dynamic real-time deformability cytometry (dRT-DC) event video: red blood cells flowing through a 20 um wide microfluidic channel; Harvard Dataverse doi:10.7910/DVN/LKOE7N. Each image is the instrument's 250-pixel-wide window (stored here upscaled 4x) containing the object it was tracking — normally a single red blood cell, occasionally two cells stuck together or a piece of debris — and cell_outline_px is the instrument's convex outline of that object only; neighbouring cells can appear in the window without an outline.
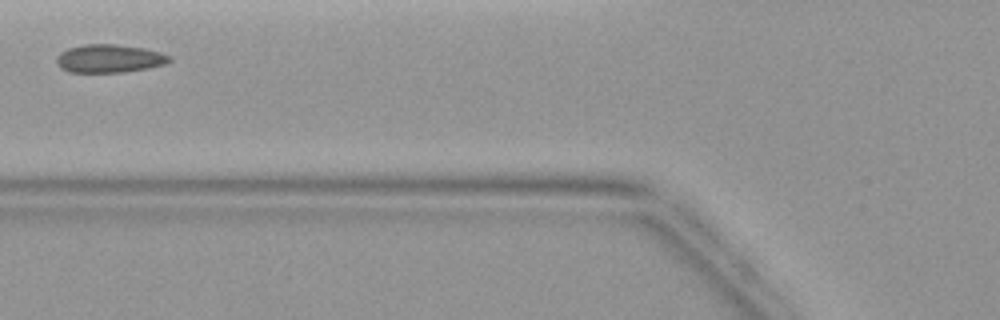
{"species": "common noctule bat (a hibernating species)", "species_latin": "Nyctalus noctula", "temperature_condition": "warm", "stored_images_in_passage": 2, "camera_frame_rate_fps": 3000, "um_per_image_px": 0.085, "animal": {"sex": "female", "body_mass_g": 19.9}, "frame": {"image": 1, "passage_image": 2, "time_ms": 1.333, "image_size_px": [1000, 320], "cell_outline_px": [[172, 60], [164, 64], [148, 68], [124, 72], [68, 72], [60, 68], [56, 64], [56, 56], [60, 52], [68, 48], [84, 44], [116, 44], [144, 48], [160, 52], [172, 56]], "centroid_in_image_um": [9.27, 4.97], "position_along_channel_um": 116.5, "area_um2": 18.73}}